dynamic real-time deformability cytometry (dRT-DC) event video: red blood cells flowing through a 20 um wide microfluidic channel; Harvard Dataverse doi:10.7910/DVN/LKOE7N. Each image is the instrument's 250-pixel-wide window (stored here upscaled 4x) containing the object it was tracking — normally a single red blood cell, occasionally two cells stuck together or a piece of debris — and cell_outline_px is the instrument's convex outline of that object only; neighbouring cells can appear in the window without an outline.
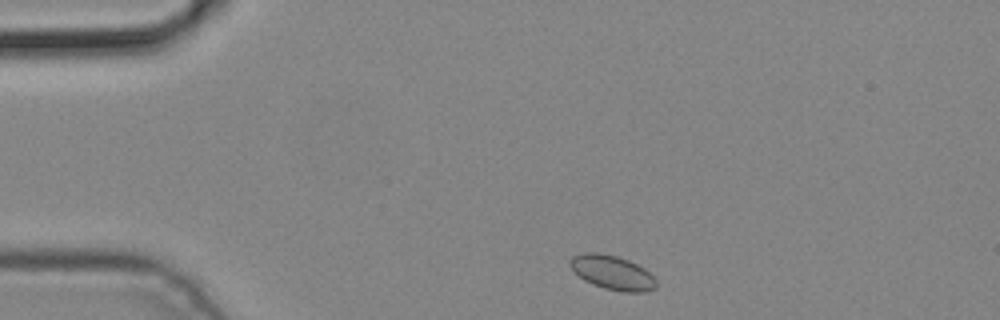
{"species": "common noctule bat (a hibernating species)", "species_latin": "Nyctalus noctula", "temperature_condition": "cold", "stored_images_in_passage": 2, "camera_frame_rate_fps": 3000, "um_per_image_px": 0.085, "animal": {"sex": "male", "body_mass_g": 19.2, "forearm_length_mm": 51.8}, "frame": {"image": 1, "passage_image": 1, "time_ms": 0.0, "image_size_px": [1000, 320], "cell_outline_px": [[656, 288], [644, 292], [624, 292], [604, 288], [592, 284], [584, 280], [568, 264], [568, 260], [572, 256], [584, 252], [600, 252], [616, 256], [628, 260], [644, 268], [656, 280]], "centroid_in_image_um": [52.03, 23.16], "position_along_channel_um": 33.0, "area_um2": 17.17}}